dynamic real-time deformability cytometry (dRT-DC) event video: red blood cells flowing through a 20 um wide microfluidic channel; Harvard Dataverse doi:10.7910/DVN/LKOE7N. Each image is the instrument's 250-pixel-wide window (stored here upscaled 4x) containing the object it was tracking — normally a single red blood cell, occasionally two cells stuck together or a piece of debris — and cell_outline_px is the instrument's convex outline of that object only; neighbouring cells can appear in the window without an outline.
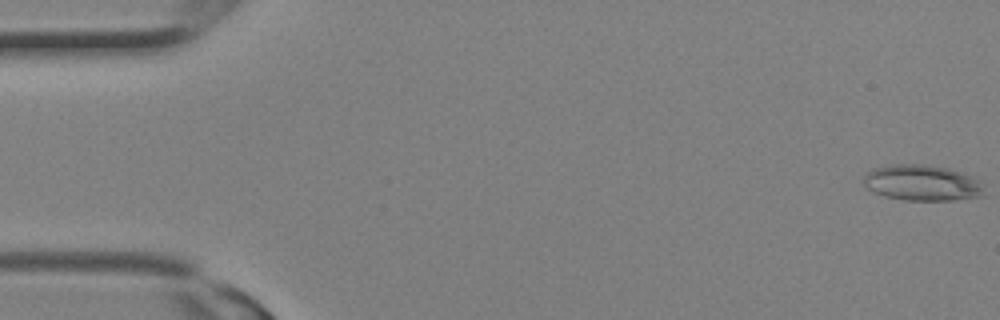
{"species": "Egyptian fruit bat (a non-hibernating species)", "species_latin": "Rousettus aegyptiacus", "temperature_condition": "room temperature", "stored_images_in_passage": 7, "camera_frame_rate_fps": 3000, "um_per_image_px": 0.085, "animal": {"sex": "female"}, "frame": {"image": 1, "passage_image": 1, "time_ms": 0.0, "image_size_px": [1000, 320], "cell_outline_px": [[984, 196], [952, 200], [904, 200], [884, 196], [868, 188], [864, 184], [864, 176], [872, 168], [888, 164], [924, 164], [948, 168], [960, 172], [980, 180]], "centroid_in_image_um": [78.37, 15.53], "position_along_channel_um": 6.6, "area_um2": 25.14}}